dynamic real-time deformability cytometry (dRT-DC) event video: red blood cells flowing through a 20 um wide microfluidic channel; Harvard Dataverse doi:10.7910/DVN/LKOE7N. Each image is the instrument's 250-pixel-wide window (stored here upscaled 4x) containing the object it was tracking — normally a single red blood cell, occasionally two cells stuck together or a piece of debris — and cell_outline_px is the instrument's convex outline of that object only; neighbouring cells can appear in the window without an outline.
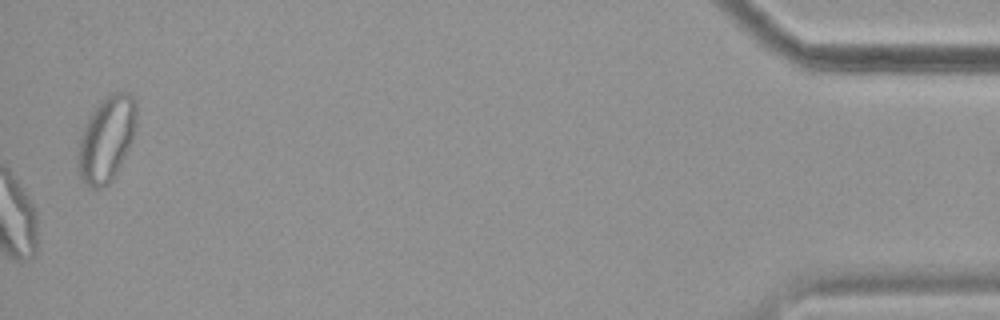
{"species": "common noctule bat (a hibernating species)", "species_latin": "Nyctalus noctula", "temperature_condition": "cold", "stored_images_in_passage": 58, "camera_frame_rate_fps": 3000, "um_per_image_px": 0.085, "animal": {"sex": "female", "body_mass_g": 19.9}, "frame": {"image": 1, "passage_image": 58, "time_ms": 19.0, "image_size_px": [1000, 320], "cell_outline_px": [[136, 124], [132, 140], [112, 180], [108, 184], [100, 188], [92, 188], [84, 184], [80, 176], [80, 136], [92, 112], [100, 100], [104, 96], [112, 92], [128, 92], [136, 100]], "centroid_in_image_um": [9.09, 11.76], "position_along_channel_um": 426.1, "area_um2": 28.44}, "authors_computed_cell_mechanics": {"area_um2": 21.0103, "velocity_mm_per_s": 3.5929, "shape_relaxation_time_tau1_ms": null, "shape_relaxation_time_tau2_ms": 2.7775, "deformation_change_tau1": null, "deformation_change_tau2": 0.0977}}